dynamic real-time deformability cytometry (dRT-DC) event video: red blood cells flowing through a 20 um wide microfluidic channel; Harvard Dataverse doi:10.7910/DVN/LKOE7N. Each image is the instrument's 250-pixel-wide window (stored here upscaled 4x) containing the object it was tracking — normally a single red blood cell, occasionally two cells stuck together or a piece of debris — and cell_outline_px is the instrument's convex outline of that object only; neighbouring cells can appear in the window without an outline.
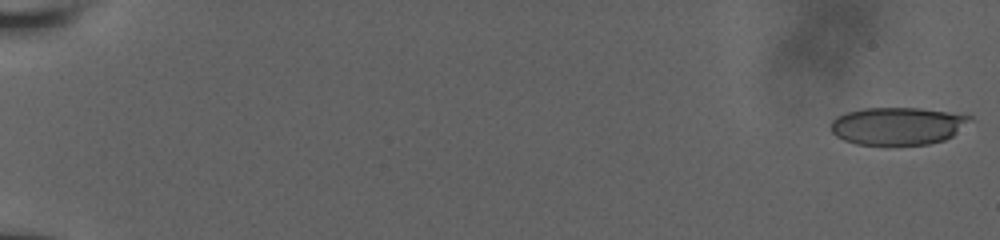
{"species": "human", "species_latin": "Homo sapiens", "temperature_condition": "room temperature", "stored_images_in_passage": 74, "camera_frame_rate_fps": 3000, "um_per_image_px": 0.085, "donor": {"sex": "male"}, "frame": {"image": 1, "passage_image": 1, "time_ms": 0.0, "image_size_px": [1000, 240], "cell_outline_px": [[976, 120], [952, 136], [944, 140], [928, 144], [884, 148], [856, 144], [844, 140], [836, 136], [832, 132], [832, 120], [836, 116], [848, 112], [864, 108], [920, 108], [948, 112], [972, 116]], "centroid_in_image_um": [76.33, 10.75], "position_along_channel_um": 8.7, "area_um2": 31.56}}
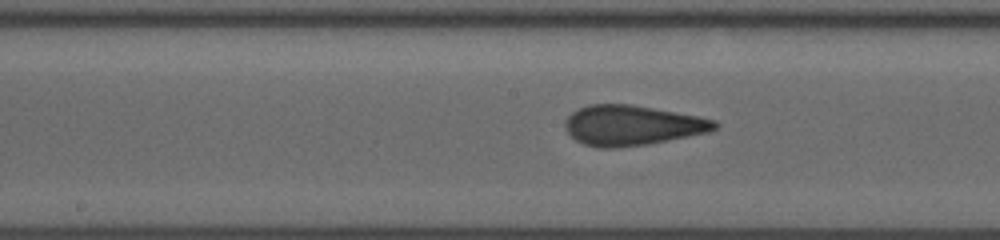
{"frame": {"image": 2, "passage_image": 41, "time_ms": 10.333, "image_size_px": [1000, 240], "cell_outline_px": [[720, 124], [716, 128], [708, 132], [648, 144], [616, 148], [596, 148], [584, 144], [576, 140], [564, 128], [564, 120], [572, 112], [588, 104], [632, 104], [696, 116], [716, 120]], "centroid_in_image_um": [53.69, 10.66], "position_along_channel_um": 194.5, "area_um2": 34.91}}
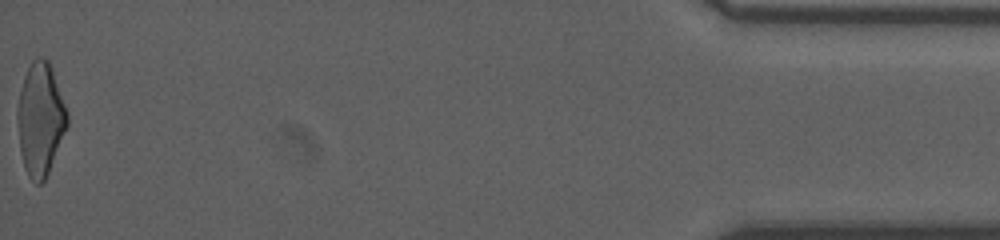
{"frame": {"image": 3, "passage_image": 74, "time_ms": 18.667, "image_size_px": [1000, 240], "cell_outline_px": [[68, 124], [48, 172], [44, 180], [40, 184], [36, 184], [28, 176], [24, 168], [20, 152], [16, 120], [16, 108], [24, 76], [32, 60], [36, 56], [44, 56], [48, 60], [52, 68], [68, 112]], "centroid_in_image_um": [3.41, 10.1], "position_along_channel_um": 431.8, "area_um2": 32.89}, "authors_computed_cell_mechanics": {"area_um2": 33.8708, "velocity_mm_per_s": 3.9032, "shape_relaxation_time_tau1_ms": 7.9873, "shape_relaxation_time_tau2_ms": 1.1239, "deformation_change_tau1": 0.1841, "deformation_change_tau2": 0.0852}}